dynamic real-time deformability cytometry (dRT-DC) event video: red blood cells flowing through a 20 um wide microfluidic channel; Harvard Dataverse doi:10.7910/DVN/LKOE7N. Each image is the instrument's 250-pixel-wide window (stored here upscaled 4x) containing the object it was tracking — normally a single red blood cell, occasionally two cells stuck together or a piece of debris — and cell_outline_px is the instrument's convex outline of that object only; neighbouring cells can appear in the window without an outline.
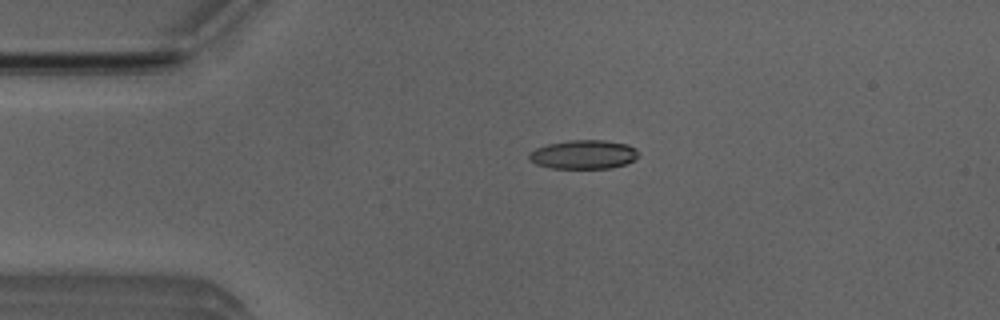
{"species": "Egyptian fruit bat (a non-hibernating species)", "species_latin": "Rousettus aegyptiacus", "temperature_condition": "room temperature", "stored_images_in_passage": 44, "camera_frame_rate_fps": 3000, "um_per_image_px": 0.085, "animal": {"sex": "male"}, "frame": {"image": 1, "passage_image": 3, "time_ms": 0.667, "image_size_px": [1000, 320], "cell_outline_px": [[640, 152], [632, 160], [624, 164], [612, 168], [548, 168], [536, 164], [528, 156], [528, 152], [536, 148], [548, 144], [568, 140], [604, 140], [628, 144], [636, 148]], "centroid_in_image_um": [49.59, 13.12], "position_along_channel_um": 35.4, "area_um2": 18.44}}
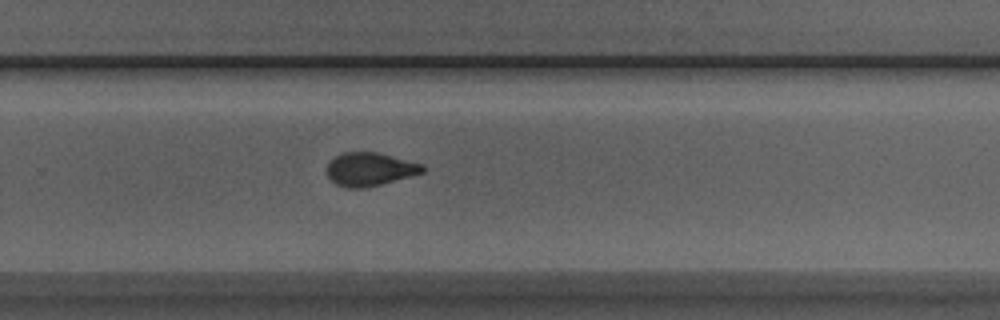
{"frame": {"image": 2, "passage_image": 26, "time_ms": 8.333, "image_size_px": [1000, 320], "cell_outline_px": [[424, 172], [380, 184], [364, 188], [348, 188], [336, 184], [328, 176], [328, 164], [336, 156], [344, 152], [380, 152], [424, 164]], "centroid_in_image_um": [31.46, 14.37], "position_along_channel_um": 298.3, "area_um2": 18.44}}
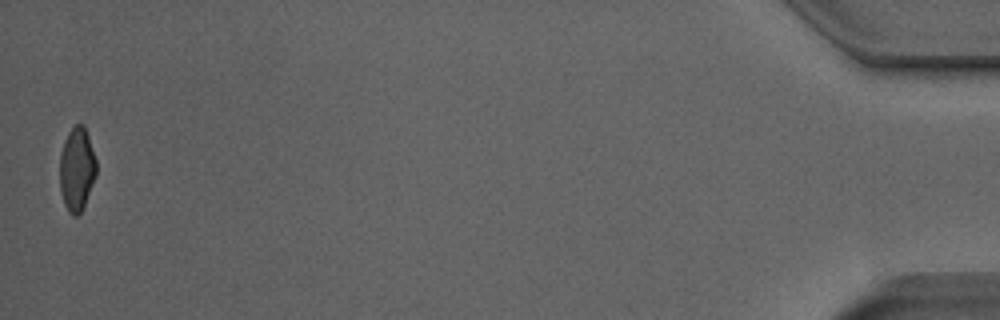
{"frame": {"image": 3, "passage_image": 44, "time_ms": 14.333, "image_size_px": [1000, 320], "cell_outline_px": [[96, 176], [84, 204], [80, 212], [76, 216], [72, 216], [68, 212], [64, 204], [60, 188], [60, 152], [64, 140], [68, 132], [76, 124], [84, 124], [96, 160]], "centroid_in_image_um": [6.52, 14.37], "position_along_channel_um": 428.7, "area_um2": 17.74}, "authors_computed_cell_mechanics": {"area_um2": 18.8428, "velocity_mm_per_s": 3.865, "shape_relaxation_time_tau1_ms": 7.4252, "shape_relaxation_time_tau2_ms": 1.4819, "deformation_change_tau1": 0.1943, "deformation_change_tau2": 0.0829}}